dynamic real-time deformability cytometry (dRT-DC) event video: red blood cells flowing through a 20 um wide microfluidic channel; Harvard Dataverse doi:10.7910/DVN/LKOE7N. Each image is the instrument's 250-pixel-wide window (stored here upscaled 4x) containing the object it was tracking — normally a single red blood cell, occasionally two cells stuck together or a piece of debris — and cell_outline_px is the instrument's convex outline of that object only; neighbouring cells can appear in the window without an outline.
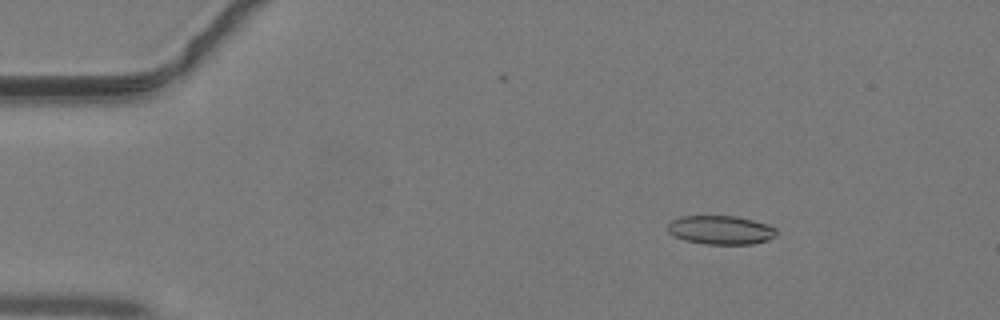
{"species": "common noctule bat (a hibernating species)", "species_latin": "Nyctalus noctula", "temperature_condition": "warm", "stored_images_in_passage": 46, "camera_frame_rate_fps": 3000, "um_per_image_px": 0.085, "animal": {"sex": "male", "body_mass_g": 19.2, "forearm_length_mm": 51.8}, "frame": {"image": 1, "passage_image": 6, "time_ms": 1.667, "image_size_px": [1000, 320], "cell_outline_px": [[776, 236], [768, 240], [752, 244], [704, 244], [684, 240], [672, 236], [668, 232], [668, 224], [672, 220], [680, 216], [736, 216], [768, 224], [776, 228]], "centroid_in_image_um": [61.25, 19.55], "position_along_channel_um": 23.8, "area_um2": 18.38}}
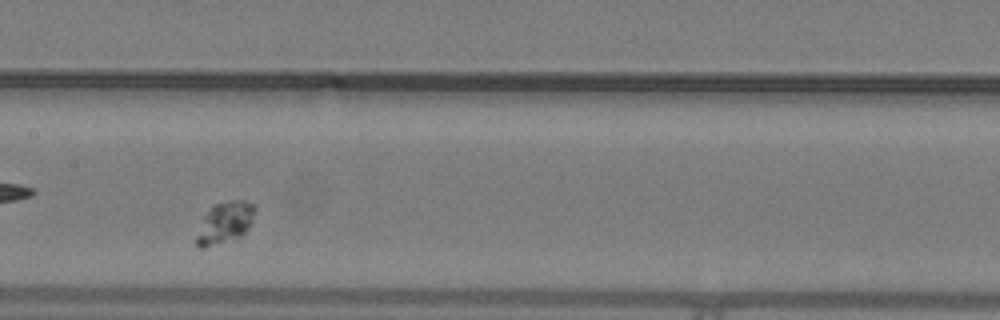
{"frame": {"image": 2, "passage_image": 23, "time_ms": 7.333, "image_size_px": [1000, 320], "cell_outline_px": [[256, 208], [252, 224], [240, 236], [204, 248], [200, 248], [196, 244], [196, 236], [204, 216], [212, 204], [228, 200], [244, 200], [256, 204]], "centroid_in_image_um": [19.14, 18.88], "position_along_channel_um": 188.3, "area_um2": 14.22}}
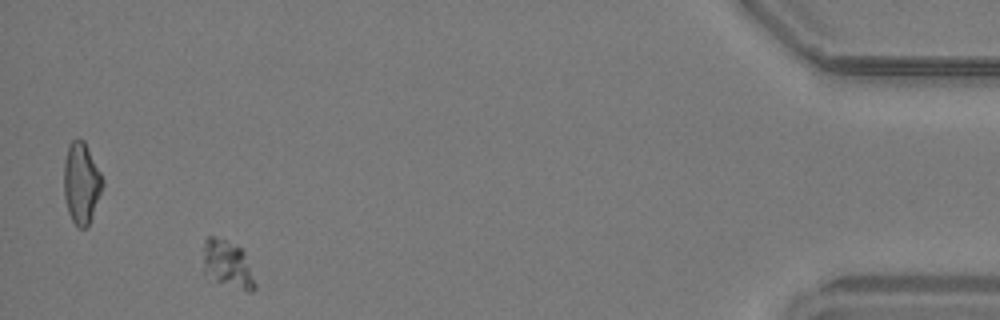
{"frame": {"image": 3, "passage_image": 43, "time_ms": 14.0, "image_size_px": [1000, 320], "cell_outline_px": [[256, 288], [252, 292], [248, 292], [216, 280], [204, 272], [204, 240], [208, 236], [212, 236], [228, 240], [236, 244], [244, 252], [256, 284]], "centroid_in_image_um": [19.36, 22.43], "position_along_channel_um": 415.8, "area_um2": 14.1}}